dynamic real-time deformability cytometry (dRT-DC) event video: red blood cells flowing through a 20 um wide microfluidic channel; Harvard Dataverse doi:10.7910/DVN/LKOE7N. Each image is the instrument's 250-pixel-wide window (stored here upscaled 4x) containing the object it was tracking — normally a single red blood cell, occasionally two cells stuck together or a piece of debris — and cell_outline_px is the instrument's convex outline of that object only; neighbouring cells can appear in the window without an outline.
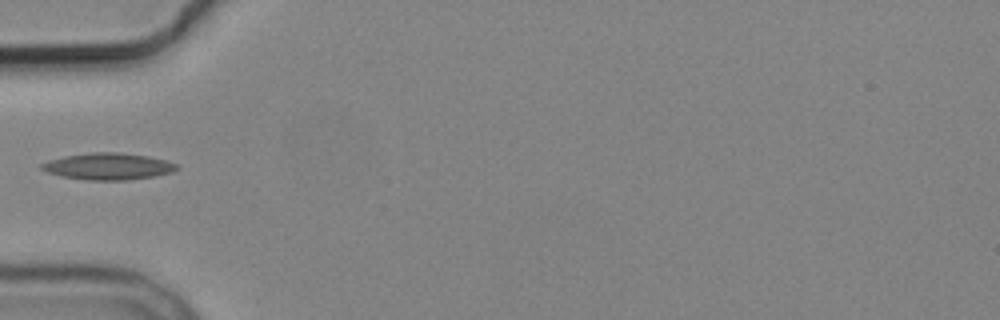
{"species": "common noctule bat (a hibernating species)", "species_latin": "Nyctalus noctula", "temperature_condition": "cold", "stored_images_in_passage": 4, "camera_frame_rate_fps": 3000, "um_per_image_px": 0.085, "animal": {"sex": "male", "body_mass_g": 19.2, "forearm_length_mm": 51.8}, "frame": {"image": 1, "passage_image": 4, "time_ms": 4.667, "image_size_px": [1000, 320], "cell_outline_px": [[180, 168], [172, 172], [156, 176], [128, 180], [84, 180], [60, 176], [48, 172], [40, 168], [40, 164], [48, 160], [64, 156], [92, 152], [116, 152], [148, 156], [164, 160], [176, 164]], "centroid_in_image_um": [9.18, 14.15], "position_along_channel_um": 75.8, "area_um2": 21.1}}